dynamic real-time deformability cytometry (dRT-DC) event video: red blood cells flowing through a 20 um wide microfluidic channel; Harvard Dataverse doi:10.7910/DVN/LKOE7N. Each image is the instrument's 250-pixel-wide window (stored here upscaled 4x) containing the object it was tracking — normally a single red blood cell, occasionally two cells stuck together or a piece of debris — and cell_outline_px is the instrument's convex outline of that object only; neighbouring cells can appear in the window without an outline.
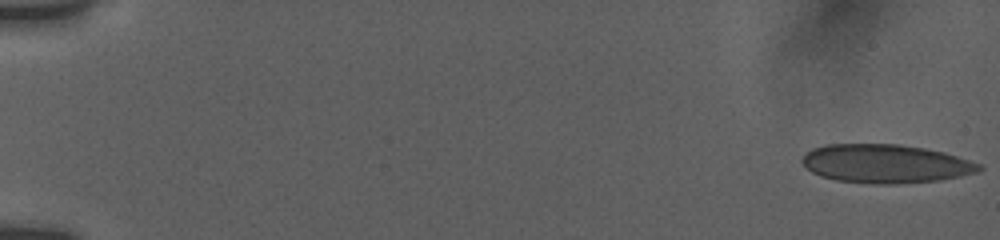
{"species": "human", "species_latin": "Homo sapiens", "temperature_condition": "room temperature", "stored_images_in_passage": 7, "camera_frame_rate_fps": 3000, "um_per_image_px": 0.085, "donor": {"sex": "female"}, "frame": {"image": 1, "passage_image": 1, "time_ms": 0.0, "image_size_px": [1000, 240], "cell_outline_px": [[984, 168], [976, 172], [940, 180], [888, 184], [884, 184], [836, 180], [820, 176], [812, 172], [800, 160], [812, 148], [828, 144], [896, 144], [924, 148], [944, 152], [980, 164]], "centroid_in_image_um": [75.26, 13.9], "position_along_channel_um": 9.7, "area_um2": 39.36}}